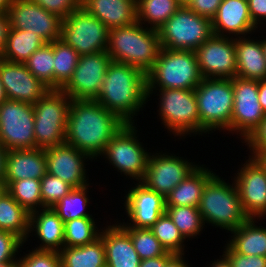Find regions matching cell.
<instances>
[{
    "mask_svg": "<svg viewBox=\"0 0 266 267\" xmlns=\"http://www.w3.org/2000/svg\"><path fill=\"white\" fill-rule=\"evenodd\" d=\"M125 124L114 112L96 100H72L67 121L65 143L86 153L94 162L108 142Z\"/></svg>",
    "mask_w": 266,
    "mask_h": 267,
    "instance_id": "cell-1",
    "label": "cell"
},
{
    "mask_svg": "<svg viewBox=\"0 0 266 267\" xmlns=\"http://www.w3.org/2000/svg\"><path fill=\"white\" fill-rule=\"evenodd\" d=\"M96 101L125 123L137 124L135 116L148 103L146 74L131 65L111 61Z\"/></svg>",
    "mask_w": 266,
    "mask_h": 267,
    "instance_id": "cell-2",
    "label": "cell"
},
{
    "mask_svg": "<svg viewBox=\"0 0 266 267\" xmlns=\"http://www.w3.org/2000/svg\"><path fill=\"white\" fill-rule=\"evenodd\" d=\"M160 50L158 31L138 21L109 31L107 53L111 61L131 65L145 74L154 66Z\"/></svg>",
    "mask_w": 266,
    "mask_h": 267,
    "instance_id": "cell-3",
    "label": "cell"
},
{
    "mask_svg": "<svg viewBox=\"0 0 266 267\" xmlns=\"http://www.w3.org/2000/svg\"><path fill=\"white\" fill-rule=\"evenodd\" d=\"M221 177L216 173L207 182L198 210L205 227L211 225L228 234L244 224L249 217L243 211L233 178L230 183L229 180Z\"/></svg>",
    "mask_w": 266,
    "mask_h": 267,
    "instance_id": "cell-4",
    "label": "cell"
},
{
    "mask_svg": "<svg viewBox=\"0 0 266 267\" xmlns=\"http://www.w3.org/2000/svg\"><path fill=\"white\" fill-rule=\"evenodd\" d=\"M147 95L148 101L152 100V95L159 96L158 102L155 101L157 108L159 107L158 119L167 133H170L169 136H174L172 138H175V142L177 139L184 141L188 136L200 137V117L194 90L147 89Z\"/></svg>",
    "mask_w": 266,
    "mask_h": 267,
    "instance_id": "cell-5",
    "label": "cell"
},
{
    "mask_svg": "<svg viewBox=\"0 0 266 267\" xmlns=\"http://www.w3.org/2000/svg\"><path fill=\"white\" fill-rule=\"evenodd\" d=\"M200 117V136L206 137L215 131L231 134L233 111L232 79L203 78L194 89Z\"/></svg>",
    "mask_w": 266,
    "mask_h": 267,
    "instance_id": "cell-6",
    "label": "cell"
},
{
    "mask_svg": "<svg viewBox=\"0 0 266 267\" xmlns=\"http://www.w3.org/2000/svg\"><path fill=\"white\" fill-rule=\"evenodd\" d=\"M146 80L147 89L194 90L203 77L194 51L161 48Z\"/></svg>",
    "mask_w": 266,
    "mask_h": 267,
    "instance_id": "cell-7",
    "label": "cell"
},
{
    "mask_svg": "<svg viewBox=\"0 0 266 267\" xmlns=\"http://www.w3.org/2000/svg\"><path fill=\"white\" fill-rule=\"evenodd\" d=\"M136 123H125L121 129L108 142L104 151L100 155L117 173L126 176L124 179L132 182H141L147 168L148 152L147 145L140 142V129ZM137 126V127H136ZM107 161V162H106ZM123 174V175H122ZM135 180V181H134Z\"/></svg>",
    "mask_w": 266,
    "mask_h": 267,
    "instance_id": "cell-8",
    "label": "cell"
},
{
    "mask_svg": "<svg viewBox=\"0 0 266 267\" xmlns=\"http://www.w3.org/2000/svg\"><path fill=\"white\" fill-rule=\"evenodd\" d=\"M71 101L62 90L50 89L33 104L36 148L46 149L65 143Z\"/></svg>",
    "mask_w": 266,
    "mask_h": 267,
    "instance_id": "cell-9",
    "label": "cell"
},
{
    "mask_svg": "<svg viewBox=\"0 0 266 267\" xmlns=\"http://www.w3.org/2000/svg\"><path fill=\"white\" fill-rule=\"evenodd\" d=\"M157 31L161 48L195 51L213 35L212 19L183 5Z\"/></svg>",
    "mask_w": 266,
    "mask_h": 267,
    "instance_id": "cell-10",
    "label": "cell"
},
{
    "mask_svg": "<svg viewBox=\"0 0 266 267\" xmlns=\"http://www.w3.org/2000/svg\"><path fill=\"white\" fill-rule=\"evenodd\" d=\"M109 31L99 19L79 7L62 20L61 40L79 55L100 53L107 51Z\"/></svg>",
    "mask_w": 266,
    "mask_h": 267,
    "instance_id": "cell-11",
    "label": "cell"
},
{
    "mask_svg": "<svg viewBox=\"0 0 266 267\" xmlns=\"http://www.w3.org/2000/svg\"><path fill=\"white\" fill-rule=\"evenodd\" d=\"M192 161L166 149L160 151L155 149V152L151 151L149 154L147 168L141 183L166 197L200 165V161L198 164L196 161Z\"/></svg>",
    "mask_w": 266,
    "mask_h": 267,
    "instance_id": "cell-12",
    "label": "cell"
},
{
    "mask_svg": "<svg viewBox=\"0 0 266 267\" xmlns=\"http://www.w3.org/2000/svg\"><path fill=\"white\" fill-rule=\"evenodd\" d=\"M0 143L7 149H34V107L5 99L0 104Z\"/></svg>",
    "mask_w": 266,
    "mask_h": 267,
    "instance_id": "cell-13",
    "label": "cell"
},
{
    "mask_svg": "<svg viewBox=\"0 0 266 267\" xmlns=\"http://www.w3.org/2000/svg\"><path fill=\"white\" fill-rule=\"evenodd\" d=\"M233 111L231 134L243 143L265 119V114L258 100V81L232 78ZM239 136V137H238Z\"/></svg>",
    "mask_w": 266,
    "mask_h": 267,
    "instance_id": "cell-14",
    "label": "cell"
},
{
    "mask_svg": "<svg viewBox=\"0 0 266 267\" xmlns=\"http://www.w3.org/2000/svg\"><path fill=\"white\" fill-rule=\"evenodd\" d=\"M122 198L126 218L114 219L121 227L147 228L152 227L159 217L166 211L165 197L149 188L141 182H133ZM127 221L125 222V220ZM122 221V222H121Z\"/></svg>",
    "mask_w": 266,
    "mask_h": 267,
    "instance_id": "cell-15",
    "label": "cell"
},
{
    "mask_svg": "<svg viewBox=\"0 0 266 267\" xmlns=\"http://www.w3.org/2000/svg\"><path fill=\"white\" fill-rule=\"evenodd\" d=\"M248 157L229 178L235 182L245 214L266 219V169L256 158Z\"/></svg>",
    "mask_w": 266,
    "mask_h": 267,
    "instance_id": "cell-16",
    "label": "cell"
},
{
    "mask_svg": "<svg viewBox=\"0 0 266 267\" xmlns=\"http://www.w3.org/2000/svg\"><path fill=\"white\" fill-rule=\"evenodd\" d=\"M110 62L107 51L80 55L71 79L61 90L72 100H96Z\"/></svg>",
    "mask_w": 266,
    "mask_h": 267,
    "instance_id": "cell-17",
    "label": "cell"
},
{
    "mask_svg": "<svg viewBox=\"0 0 266 267\" xmlns=\"http://www.w3.org/2000/svg\"><path fill=\"white\" fill-rule=\"evenodd\" d=\"M194 52L203 78L232 79L236 77L235 38L213 34Z\"/></svg>",
    "mask_w": 266,
    "mask_h": 267,
    "instance_id": "cell-18",
    "label": "cell"
},
{
    "mask_svg": "<svg viewBox=\"0 0 266 267\" xmlns=\"http://www.w3.org/2000/svg\"><path fill=\"white\" fill-rule=\"evenodd\" d=\"M10 28L32 31L46 43L61 39L62 19L30 0H13L9 6Z\"/></svg>",
    "mask_w": 266,
    "mask_h": 267,
    "instance_id": "cell-19",
    "label": "cell"
},
{
    "mask_svg": "<svg viewBox=\"0 0 266 267\" xmlns=\"http://www.w3.org/2000/svg\"><path fill=\"white\" fill-rule=\"evenodd\" d=\"M47 173L59 177L73 188L90 184L87 174L89 160H93L74 146L63 143L45 149Z\"/></svg>",
    "mask_w": 266,
    "mask_h": 267,
    "instance_id": "cell-20",
    "label": "cell"
},
{
    "mask_svg": "<svg viewBox=\"0 0 266 267\" xmlns=\"http://www.w3.org/2000/svg\"><path fill=\"white\" fill-rule=\"evenodd\" d=\"M0 80L7 99L32 105L50 90L26 68L24 63L7 61L1 57Z\"/></svg>",
    "mask_w": 266,
    "mask_h": 267,
    "instance_id": "cell-21",
    "label": "cell"
},
{
    "mask_svg": "<svg viewBox=\"0 0 266 267\" xmlns=\"http://www.w3.org/2000/svg\"><path fill=\"white\" fill-rule=\"evenodd\" d=\"M212 29L214 35L230 38L256 36L260 31L250 17L248 0H222L212 18Z\"/></svg>",
    "mask_w": 266,
    "mask_h": 267,
    "instance_id": "cell-22",
    "label": "cell"
},
{
    "mask_svg": "<svg viewBox=\"0 0 266 267\" xmlns=\"http://www.w3.org/2000/svg\"><path fill=\"white\" fill-rule=\"evenodd\" d=\"M30 236H35L33 239L36 238L38 243L31 249L60 252L64 247V222L52 207L33 211L29 216V232L24 244L31 242Z\"/></svg>",
    "mask_w": 266,
    "mask_h": 267,
    "instance_id": "cell-23",
    "label": "cell"
},
{
    "mask_svg": "<svg viewBox=\"0 0 266 267\" xmlns=\"http://www.w3.org/2000/svg\"><path fill=\"white\" fill-rule=\"evenodd\" d=\"M106 222V224H100L105 226L99 235L105 246L106 266L139 267L141 259L130 235L115 220L114 224L111 221L106 220Z\"/></svg>",
    "mask_w": 266,
    "mask_h": 267,
    "instance_id": "cell-24",
    "label": "cell"
},
{
    "mask_svg": "<svg viewBox=\"0 0 266 267\" xmlns=\"http://www.w3.org/2000/svg\"><path fill=\"white\" fill-rule=\"evenodd\" d=\"M47 173L45 149H11L6 156V187L13 181L37 179Z\"/></svg>",
    "mask_w": 266,
    "mask_h": 267,
    "instance_id": "cell-25",
    "label": "cell"
},
{
    "mask_svg": "<svg viewBox=\"0 0 266 267\" xmlns=\"http://www.w3.org/2000/svg\"><path fill=\"white\" fill-rule=\"evenodd\" d=\"M253 35L235 38L236 77L259 81L266 79V59L263 39Z\"/></svg>",
    "mask_w": 266,
    "mask_h": 267,
    "instance_id": "cell-26",
    "label": "cell"
},
{
    "mask_svg": "<svg viewBox=\"0 0 266 267\" xmlns=\"http://www.w3.org/2000/svg\"><path fill=\"white\" fill-rule=\"evenodd\" d=\"M81 7L109 29L137 21V0H81Z\"/></svg>",
    "mask_w": 266,
    "mask_h": 267,
    "instance_id": "cell-27",
    "label": "cell"
},
{
    "mask_svg": "<svg viewBox=\"0 0 266 267\" xmlns=\"http://www.w3.org/2000/svg\"><path fill=\"white\" fill-rule=\"evenodd\" d=\"M261 222L265 223L263 218H249L230 232L226 243L238 254L266 257V226Z\"/></svg>",
    "mask_w": 266,
    "mask_h": 267,
    "instance_id": "cell-28",
    "label": "cell"
},
{
    "mask_svg": "<svg viewBox=\"0 0 266 267\" xmlns=\"http://www.w3.org/2000/svg\"><path fill=\"white\" fill-rule=\"evenodd\" d=\"M213 169L201 164L179 183L166 197V206H192L198 208L204 187L215 175Z\"/></svg>",
    "mask_w": 266,
    "mask_h": 267,
    "instance_id": "cell-29",
    "label": "cell"
},
{
    "mask_svg": "<svg viewBox=\"0 0 266 267\" xmlns=\"http://www.w3.org/2000/svg\"><path fill=\"white\" fill-rule=\"evenodd\" d=\"M61 267H105V246L99 236L93 242L78 247H63L59 252Z\"/></svg>",
    "mask_w": 266,
    "mask_h": 267,
    "instance_id": "cell-30",
    "label": "cell"
},
{
    "mask_svg": "<svg viewBox=\"0 0 266 267\" xmlns=\"http://www.w3.org/2000/svg\"><path fill=\"white\" fill-rule=\"evenodd\" d=\"M46 42L30 31L10 28L5 49L0 57L11 62L25 63Z\"/></svg>",
    "mask_w": 266,
    "mask_h": 267,
    "instance_id": "cell-31",
    "label": "cell"
},
{
    "mask_svg": "<svg viewBox=\"0 0 266 267\" xmlns=\"http://www.w3.org/2000/svg\"><path fill=\"white\" fill-rule=\"evenodd\" d=\"M30 214L7 192L0 197V230L27 240Z\"/></svg>",
    "mask_w": 266,
    "mask_h": 267,
    "instance_id": "cell-32",
    "label": "cell"
},
{
    "mask_svg": "<svg viewBox=\"0 0 266 267\" xmlns=\"http://www.w3.org/2000/svg\"><path fill=\"white\" fill-rule=\"evenodd\" d=\"M181 6L177 0H137V21L158 30Z\"/></svg>",
    "mask_w": 266,
    "mask_h": 267,
    "instance_id": "cell-33",
    "label": "cell"
},
{
    "mask_svg": "<svg viewBox=\"0 0 266 267\" xmlns=\"http://www.w3.org/2000/svg\"><path fill=\"white\" fill-rule=\"evenodd\" d=\"M91 184L93 183L83 187L73 188L52 207L63 222L82 217H93V213L90 214V211H88V207L91 205L90 200L93 199L89 196L91 192L89 188L91 190L93 186Z\"/></svg>",
    "mask_w": 266,
    "mask_h": 267,
    "instance_id": "cell-34",
    "label": "cell"
},
{
    "mask_svg": "<svg viewBox=\"0 0 266 267\" xmlns=\"http://www.w3.org/2000/svg\"><path fill=\"white\" fill-rule=\"evenodd\" d=\"M94 218L82 217L64 222V247L83 246L97 239L103 226L100 227V221Z\"/></svg>",
    "mask_w": 266,
    "mask_h": 267,
    "instance_id": "cell-35",
    "label": "cell"
},
{
    "mask_svg": "<svg viewBox=\"0 0 266 267\" xmlns=\"http://www.w3.org/2000/svg\"><path fill=\"white\" fill-rule=\"evenodd\" d=\"M165 212L187 242L199 238L198 236L203 233L202 231H205L206 227L198 208L192 206H166Z\"/></svg>",
    "mask_w": 266,
    "mask_h": 267,
    "instance_id": "cell-36",
    "label": "cell"
},
{
    "mask_svg": "<svg viewBox=\"0 0 266 267\" xmlns=\"http://www.w3.org/2000/svg\"><path fill=\"white\" fill-rule=\"evenodd\" d=\"M53 50L54 89L61 90L71 79L80 55L61 39L53 41Z\"/></svg>",
    "mask_w": 266,
    "mask_h": 267,
    "instance_id": "cell-37",
    "label": "cell"
},
{
    "mask_svg": "<svg viewBox=\"0 0 266 267\" xmlns=\"http://www.w3.org/2000/svg\"><path fill=\"white\" fill-rule=\"evenodd\" d=\"M149 229L167 252L172 254H186L187 241L180 234L177 226L166 212Z\"/></svg>",
    "mask_w": 266,
    "mask_h": 267,
    "instance_id": "cell-38",
    "label": "cell"
},
{
    "mask_svg": "<svg viewBox=\"0 0 266 267\" xmlns=\"http://www.w3.org/2000/svg\"><path fill=\"white\" fill-rule=\"evenodd\" d=\"M40 188V180L30 178L11 182L6 191L30 214L42 209Z\"/></svg>",
    "mask_w": 266,
    "mask_h": 267,
    "instance_id": "cell-39",
    "label": "cell"
},
{
    "mask_svg": "<svg viewBox=\"0 0 266 267\" xmlns=\"http://www.w3.org/2000/svg\"><path fill=\"white\" fill-rule=\"evenodd\" d=\"M26 68L50 89H54L53 42L45 43L24 63Z\"/></svg>",
    "mask_w": 266,
    "mask_h": 267,
    "instance_id": "cell-40",
    "label": "cell"
},
{
    "mask_svg": "<svg viewBox=\"0 0 266 267\" xmlns=\"http://www.w3.org/2000/svg\"><path fill=\"white\" fill-rule=\"evenodd\" d=\"M122 228L130 235L134 248L141 260L163 256L167 252L150 229Z\"/></svg>",
    "mask_w": 266,
    "mask_h": 267,
    "instance_id": "cell-41",
    "label": "cell"
},
{
    "mask_svg": "<svg viewBox=\"0 0 266 267\" xmlns=\"http://www.w3.org/2000/svg\"><path fill=\"white\" fill-rule=\"evenodd\" d=\"M40 182L42 208L53 207L73 189L67 182L49 173H46Z\"/></svg>",
    "mask_w": 266,
    "mask_h": 267,
    "instance_id": "cell-42",
    "label": "cell"
},
{
    "mask_svg": "<svg viewBox=\"0 0 266 267\" xmlns=\"http://www.w3.org/2000/svg\"><path fill=\"white\" fill-rule=\"evenodd\" d=\"M17 263L19 267H61L57 251L27 249L19 254Z\"/></svg>",
    "mask_w": 266,
    "mask_h": 267,
    "instance_id": "cell-43",
    "label": "cell"
},
{
    "mask_svg": "<svg viewBox=\"0 0 266 267\" xmlns=\"http://www.w3.org/2000/svg\"><path fill=\"white\" fill-rule=\"evenodd\" d=\"M24 245L17 235L0 230V266L17 262Z\"/></svg>",
    "mask_w": 266,
    "mask_h": 267,
    "instance_id": "cell-44",
    "label": "cell"
},
{
    "mask_svg": "<svg viewBox=\"0 0 266 267\" xmlns=\"http://www.w3.org/2000/svg\"><path fill=\"white\" fill-rule=\"evenodd\" d=\"M249 150L248 156L256 158L266 154V116L260 125L251 133V135L243 142L242 146Z\"/></svg>",
    "mask_w": 266,
    "mask_h": 267,
    "instance_id": "cell-45",
    "label": "cell"
},
{
    "mask_svg": "<svg viewBox=\"0 0 266 267\" xmlns=\"http://www.w3.org/2000/svg\"><path fill=\"white\" fill-rule=\"evenodd\" d=\"M62 20L81 7V0H30Z\"/></svg>",
    "mask_w": 266,
    "mask_h": 267,
    "instance_id": "cell-46",
    "label": "cell"
},
{
    "mask_svg": "<svg viewBox=\"0 0 266 267\" xmlns=\"http://www.w3.org/2000/svg\"><path fill=\"white\" fill-rule=\"evenodd\" d=\"M222 248V254L230 261L232 267H266V257L238 254L227 243Z\"/></svg>",
    "mask_w": 266,
    "mask_h": 267,
    "instance_id": "cell-47",
    "label": "cell"
},
{
    "mask_svg": "<svg viewBox=\"0 0 266 267\" xmlns=\"http://www.w3.org/2000/svg\"><path fill=\"white\" fill-rule=\"evenodd\" d=\"M221 1L222 0H190V5L188 7L198 15L212 19L216 15Z\"/></svg>",
    "mask_w": 266,
    "mask_h": 267,
    "instance_id": "cell-48",
    "label": "cell"
},
{
    "mask_svg": "<svg viewBox=\"0 0 266 267\" xmlns=\"http://www.w3.org/2000/svg\"><path fill=\"white\" fill-rule=\"evenodd\" d=\"M248 7L252 22L261 32L264 27L266 28V0H248Z\"/></svg>",
    "mask_w": 266,
    "mask_h": 267,
    "instance_id": "cell-49",
    "label": "cell"
},
{
    "mask_svg": "<svg viewBox=\"0 0 266 267\" xmlns=\"http://www.w3.org/2000/svg\"><path fill=\"white\" fill-rule=\"evenodd\" d=\"M9 30L10 23L8 13L0 12V55L5 49Z\"/></svg>",
    "mask_w": 266,
    "mask_h": 267,
    "instance_id": "cell-50",
    "label": "cell"
},
{
    "mask_svg": "<svg viewBox=\"0 0 266 267\" xmlns=\"http://www.w3.org/2000/svg\"><path fill=\"white\" fill-rule=\"evenodd\" d=\"M173 255L172 253L166 252L163 256L141 260L139 267H165L167 261Z\"/></svg>",
    "mask_w": 266,
    "mask_h": 267,
    "instance_id": "cell-51",
    "label": "cell"
},
{
    "mask_svg": "<svg viewBox=\"0 0 266 267\" xmlns=\"http://www.w3.org/2000/svg\"><path fill=\"white\" fill-rule=\"evenodd\" d=\"M185 254H174L166 263L165 267H191ZM193 267V266H192Z\"/></svg>",
    "mask_w": 266,
    "mask_h": 267,
    "instance_id": "cell-52",
    "label": "cell"
},
{
    "mask_svg": "<svg viewBox=\"0 0 266 267\" xmlns=\"http://www.w3.org/2000/svg\"><path fill=\"white\" fill-rule=\"evenodd\" d=\"M258 100L266 115V79L258 81Z\"/></svg>",
    "mask_w": 266,
    "mask_h": 267,
    "instance_id": "cell-53",
    "label": "cell"
},
{
    "mask_svg": "<svg viewBox=\"0 0 266 267\" xmlns=\"http://www.w3.org/2000/svg\"><path fill=\"white\" fill-rule=\"evenodd\" d=\"M8 150L0 143V181L5 179L6 156Z\"/></svg>",
    "mask_w": 266,
    "mask_h": 267,
    "instance_id": "cell-54",
    "label": "cell"
},
{
    "mask_svg": "<svg viewBox=\"0 0 266 267\" xmlns=\"http://www.w3.org/2000/svg\"><path fill=\"white\" fill-rule=\"evenodd\" d=\"M219 256V259L216 258L217 260L214 259V261H210V263L207 262L205 267H232L230 261L223 254Z\"/></svg>",
    "mask_w": 266,
    "mask_h": 267,
    "instance_id": "cell-55",
    "label": "cell"
},
{
    "mask_svg": "<svg viewBox=\"0 0 266 267\" xmlns=\"http://www.w3.org/2000/svg\"><path fill=\"white\" fill-rule=\"evenodd\" d=\"M13 0H0V12H7Z\"/></svg>",
    "mask_w": 266,
    "mask_h": 267,
    "instance_id": "cell-56",
    "label": "cell"
},
{
    "mask_svg": "<svg viewBox=\"0 0 266 267\" xmlns=\"http://www.w3.org/2000/svg\"><path fill=\"white\" fill-rule=\"evenodd\" d=\"M5 99H7V97H6V94H5V90H4L3 86H2V82H1V80H0V104H1Z\"/></svg>",
    "mask_w": 266,
    "mask_h": 267,
    "instance_id": "cell-57",
    "label": "cell"
},
{
    "mask_svg": "<svg viewBox=\"0 0 266 267\" xmlns=\"http://www.w3.org/2000/svg\"><path fill=\"white\" fill-rule=\"evenodd\" d=\"M256 159L264 166L266 169V154L262 156H257Z\"/></svg>",
    "mask_w": 266,
    "mask_h": 267,
    "instance_id": "cell-58",
    "label": "cell"
},
{
    "mask_svg": "<svg viewBox=\"0 0 266 267\" xmlns=\"http://www.w3.org/2000/svg\"><path fill=\"white\" fill-rule=\"evenodd\" d=\"M6 191V184L4 181H0V197Z\"/></svg>",
    "mask_w": 266,
    "mask_h": 267,
    "instance_id": "cell-59",
    "label": "cell"
},
{
    "mask_svg": "<svg viewBox=\"0 0 266 267\" xmlns=\"http://www.w3.org/2000/svg\"><path fill=\"white\" fill-rule=\"evenodd\" d=\"M261 38H263V50H264V56H265V59H266V36H264L262 34Z\"/></svg>",
    "mask_w": 266,
    "mask_h": 267,
    "instance_id": "cell-60",
    "label": "cell"
},
{
    "mask_svg": "<svg viewBox=\"0 0 266 267\" xmlns=\"http://www.w3.org/2000/svg\"><path fill=\"white\" fill-rule=\"evenodd\" d=\"M182 6L186 5L189 6L190 5V0H177Z\"/></svg>",
    "mask_w": 266,
    "mask_h": 267,
    "instance_id": "cell-61",
    "label": "cell"
},
{
    "mask_svg": "<svg viewBox=\"0 0 266 267\" xmlns=\"http://www.w3.org/2000/svg\"><path fill=\"white\" fill-rule=\"evenodd\" d=\"M0 267H19L17 262L11 263V264H6L2 265Z\"/></svg>",
    "mask_w": 266,
    "mask_h": 267,
    "instance_id": "cell-62",
    "label": "cell"
}]
</instances>
